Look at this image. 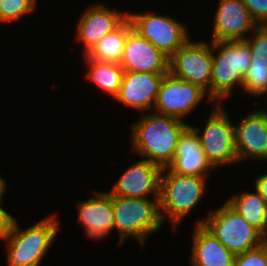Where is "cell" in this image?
Instances as JSON below:
<instances>
[{
	"label": "cell",
	"instance_id": "cell-1",
	"mask_svg": "<svg viewBox=\"0 0 267 266\" xmlns=\"http://www.w3.org/2000/svg\"><path fill=\"white\" fill-rule=\"evenodd\" d=\"M189 126L175 117L143 114L131 127L132 148L144 159L166 168L172 162L180 136Z\"/></svg>",
	"mask_w": 267,
	"mask_h": 266
},
{
	"label": "cell",
	"instance_id": "cell-2",
	"mask_svg": "<svg viewBox=\"0 0 267 266\" xmlns=\"http://www.w3.org/2000/svg\"><path fill=\"white\" fill-rule=\"evenodd\" d=\"M217 51L215 54L214 52ZM251 54L246 40L212 41L210 99L219 104L233 87L242 83L250 66Z\"/></svg>",
	"mask_w": 267,
	"mask_h": 266
},
{
	"label": "cell",
	"instance_id": "cell-3",
	"mask_svg": "<svg viewBox=\"0 0 267 266\" xmlns=\"http://www.w3.org/2000/svg\"><path fill=\"white\" fill-rule=\"evenodd\" d=\"M208 177L180 175L162 168L159 211L162 221L168 216L174 229L201 200Z\"/></svg>",
	"mask_w": 267,
	"mask_h": 266
},
{
	"label": "cell",
	"instance_id": "cell-4",
	"mask_svg": "<svg viewBox=\"0 0 267 266\" xmlns=\"http://www.w3.org/2000/svg\"><path fill=\"white\" fill-rule=\"evenodd\" d=\"M56 216L43 218L31 227L21 230L14 218L7 245L8 266H39L58 232Z\"/></svg>",
	"mask_w": 267,
	"mask_h": 266
},
{
	"label": "cell",
	"instance_id": "cell-5",
	"mask_svg": "<svg viewBox=\"0 0 267 266\" xmlns=\"http://www.w3.org/2000/svg\"><path fill=\"white\" fill-rule=\"evenodd\" d=\"M129 198L113 195V229L119 234V245L126 237L145 243L149 234L161 228L163 221L159 211V198Z\"/></svg>",
	"mask_w": 267,
	"mask_h": 266
},
{
	"label": "cell",
	"instance_id": "cell-6",
	"mask_svg": "<svg viewBox=\"0 0 267 266\" xmlns=\"http://www.w3.org/2000/svg\"><path fill=\"white\" fill-rule=\"evenodd\" d=\"M231 253L238 255L260 247L264 243V235L250 225L227 202L216 211H210L208 217L199 220Z\"/></svg>",
	"mask_w": 267,
	"mask_h": 266
},
{
	"label": "cell",
	"instance_id": "cell-7",
	"mask_svg": "<svg viewBox=\"0 0 267 266\" xmlns=\"http://www.w3.org/2000/svg\"><path fill=\"white\" fill-rule=\"evenodd\" d=\"M220 104L215 103L202 134L199 128L191 126L198 133L202 150L214 168L238 163L234 125Z\"/></svg>",
	"mask_w": 267,
	"mask_h": 266
},
{
	"label": "cell",
	"instance_id": "cell-8",
	"mask_svg": "<svg viewBox=\"0 0 267 266\" xmlns=\"http://www.w3.org/2000/svg\"><path fill=\"white\" fill-rule=\"evenodd\" d=\"M211 44L187 41L169 58V73L203 89L210 98Z\"/></svg>",
	"mask_w": 267,
	"mask_h": 266
},
{
	"label": "cell",
	"instance_id": "cell-9",
	"mask_svg": "<svg viewBox=\"0 0 267 266\" xmlns=\"http://www.w3.org/2000/svg\"><path fill=\"white\" fill-rule=\"evenodd\" d=\"M127 18L133 30L169 58L190 40L186 27L171 16L127 13Z\"/></svg>",
	"mask_w": 267,
	"mask_h": 266
},
{
	"label": "cell",
	"instance_id": "cell-10",
	"mask_svg": "<svg viewBox=\"0 0 267 266\" xmlns=\"http://www.w3.org/2000/svg\"><path fill=\"white\" fill-rule=\"evenodd\" d=\"M205 96L208 101L213 102L199 86L167 73L161 81L154 110L155 113L182 120Z\"/></svg>",
	"mask_w": 267,
	"mask_h": 266
},
{
	"label": "cell",
	"instance_id": "cell-11",
	"mask_svg": "<svg viewBox=\"0 0 267 266\" xmlns=\"http://www.w3.org/2000/svg\"><path fill=\"white\" fill-rule=\"evenodd\" d=\"M120 66L125 72L167 74L169 57L132 29L127 34Z\"/></svg>",
	"mask_w": 267,
	"mask_h": 266
},
{
	"label": "cell",
	"instance_id": "cell-12",
	"mask_svg": "<svg viewBox=\"0 0 267 266\" xmlns=\"http://www.w3.org/2000/svg\"><path fill=\"white\" fill-rule=\"evenodd\" d=\"M161 172L159 165L140 160L122 173L109 193L129 198H148L152 194V198H159Z\"/></svg>",
	"mask_w": 267,
	"mask_h": 266
},
{
	"label": "cell",
	"instance_id": "cell-13",
	"mask_svg": "<svg viewBox=\"0 0 267 266\" xmlns=\"http://www.w3.org/2000/svg\"><path fill=\"white\" fill-rule=\"evenodd\" d=\"M238 162L267 159V110H254L234 126Z\"/></svg>",
	"mask_w": 267,
	"mask_h": 266
},
{
	"label": "cell",
	"instance_id": "cell-14",
	"mask_svg": "<svg viewBox=\"0 0 267 266\" xmlns=\"http://www.w3.org/2000/svg\"><path fill=\"white\" fill-rule=\"evenodd\" d=\"M212 30V41L246 40L258 24L252 19L242 0H219Z\"/></svg>",
	"mask_w": 267,
	"mask_h": 266
},
{
	"label": "cell",
	"instance_id": "cell-15",
	"mask_svg": "<svg viewBox=\"0 0 267 266\" xmlns=\"http://www.w3.org/2000/svg\"><path fill=\"white\" fill-rule=\"evenodd\" d=\"M126 18L127 13L107 8L105 4L93 5L86 9L76 25V40L84 44L83 53L86 55L97 42L117 28Z\"/></svg>",
	"mask_w": 267,
	"mask_h": 266
},
{
	"label": "cell",
	"instance_id": "cell-16",
	"mask_svg": "<svg viewBox=\"0 0 267 266\" xmlns=\"http://www.w3.org/2000/svg\"><path fill=\"white\" fill-rule=\"evenodd\" d=\"M167 168L176 174L208 177L214 167L202 150L198 133L191 125L180 136L172 162Z\"/></svg>",
	"mask_w": 267,
	"mask_h": 266
},
{
	"label": "cell",
	"instance_id": "cell-17",
	"mask_svg": "<svg viewBox=\"0 0 267 266\" xmlns=\"http://www.w3.org/2000/svg\"><path fill=\"white\" fill-rule=\"evenodd\" d=\"M166 74L124 72L118 101L141 112L154 108L159 87ZM147 110V111H146Z\"/></svg>",
	"mask_w": 267,
	"mask_h": 266
},
{
	"label": "cell",
	"instance_id": "cell-18",
	"mask_svg": "<svg viewBox=\"0 0 267 266\" xmlns=\"http://www.w3.org/2000/svg\"><path fill=\"white\" fill-rule=\"evenodd\" d=\"M95 197L77 203L78 222L84 226L90 238L101 239L108 235L114 226L113 195L96 192Z\"/></svg>",
	"mask_w": 267,
	"mask_h": 266
},
{
	"label": "cell",
	"instance_id": "cell-19",
	"mask_svg": "<svg viewBox=\"0 0 267 266\" xmlns=\"http://www.w3.org/2000/svg\"><path fill=\"white\" fill-rule=\"evenodd\" d=\"M192 240L191 266H234L236 255L202 224H196Z\"/></svg>",
	"mask_w": 267,
	"mask_h": 266
},
{
	"label": "cell",
	"instance_id": "cell-20",
	"mask_svg": "<svg viewBox=\"0 0 267 266\" xmlns=\"http://www.w3.org/2000/svg\"><path fill=\"white\" fill-rule=\"evenodd\" d=\"M226 202L264 236L267 234V204L256 189L255 193L233 195Z\"/></svg>",
	"mask_w": 267,
	"mask_h": 266
},
{
	"label": "cell",
	"instance_id": "cell-21",
	"mask_svg": "<svg viewBox=\"0 0 267 266\" xmlns=\"http://www.w3.org/2000/svg\"><path fill=\"white\" fill-rule=\"evenodd\" d=\"M132 29L130 20L126 18L117 28L97 42L86 56L94 60L120 64L127 34Z\"/></svg>",
	"mask_w": 267,
	"mask_h": 266
},
{
	"label": "cell",
	"instance_id": "cell-22",
	"mask_svg": "<svg viewBox=\"0 0 267 266\" xmlns=\"http://www.w3.org/2000/svg\"><path fill=\"white\" fill-rule=\"evenodd\" d=\"M83 57L90 67L86 75L87 79L115 98L120 91L124 69L120 64L94 60L86 55Z\"/></svg>",
	"mask_w": 267,
	"mask_h": 266
},
{
	"label": "cell",
	"instance_id": "cell-23",
	"mask_svg": "<svg viewBox=\"0 0 267 266\" xmlns=\"http://www.w3.org/2000/svg\"><path fill=\"white\" fill-rule=\"evenodd\" d=\"M242 88L255 96L267 95V65H250L244 76Z\"/></svg>",
	"mask_w": 267,
	"mask_h": 266
},
{
	"label": "cell",
	"instance_id": "cell-24",
	"mask_svg": "<svg viewBox=\"0 0 267 266\" xmlns=\"http://www.w3.org/2000/svg\"><path fill=\"white\" fill-rule=\"evenodd\" d=\"M37 0H0V22L19 20L34 11Z\"/></svg>",
	"mask_w": 267,
	"mask_h": 266
},
{
	"label": "cell",
	"instance_id": "cell-25",
	"mask_svg": "<svg viewBox=\"0 0 267 266\" xmlns=\"http://www.w3.org/2000/svg\"><path fill=\"white\" fill-rule=\"evenodd\" d=\"M252 37H247L251 61L250 65H267V25L258 26Z\"/></svg>",
	"mask_w": 267,
	"mask_h": 266
},
{
	"label": "cell",
	"instance_id": "cell-26",
	"mask_svg": "<svg viewBox=\"0 0 267 266\" xmlns=\"http://www.w3.org/2000/svg\"><path fill=\"white\" fill-rule=\"evenodd\" d=\"M234 266H267V246L260 247L238 254Z\"/></svg>",
	"mask_w": 267,
	"mask_h": 266
},
{
	"label": "cell",
	"instance_id": "cell-27",
	"mask_svg": "<svg viewBox=\"0 0 267 266\" xmlns=\"http://www.w3.org/2000/svg\"><path fill=\"white\" fill-rule=\"evenodd\" d=\"M258 26L267 25V0H242Z\"/></svg>",
	"mask_w": 267,
	"mask_h": 266
},
{
	"label": "cell",
	"instance_id": "cell-28",
	"mask_svg": "<svg viewBox=\"0 0 267 266\" xmlns=\"http://www.w3.org/2000/svg\"><path fill=\"white\" fill-rule=\"evenodd\" d=\"M2 196L3 195L0 196V205L3 199ZM13 220V216L0 206V239H6L9 234Z\"/></svg>",
	"mask_w": 267,
	"mask_h": 266
},
{
	"label": "cell",
	"instance_id": "cell-29",
	"mask_svg": "<svg viewBox=\"0 0 267 266\" xmlns=\"http://www.w3.org/2000/svg\"><path fill=\"white\" fill-rule=\"evenodd\" d=\"M255 189L267 204V174L257 177L255 180Z\"/></svg>",
	"mask_w": 267,
	"mask_h": 266
},
{
	"label": "cell",
	"instance_id": "cell-30",
	"mask_svg": "<svg viewBox=\"0 0 267 266\" xmlns=\"http://www.w3.org/2000/svg\"><path fill=\"white\" fill-rule=\"evenodd\" d=\"M6 183L3 177L0 176V196L4 194Z\"/></svg>",
	"mask_w": 267,
	"mask_h": 266
},
{
	"label": "cell",
	"instance_id": "cell-31",
	"mask_svg": "<svg viewBox=\"0 0 267 266\" xmlns=\"http://www.w3.org/2000/svg\"><path fill=\"white\" fill-rule=\"evenodd\" d=\"M264 244L267 246V234L264 236Z\"/></svg>",
	"mask_w": 267,
	"mask_h": 266
}]
</instances>
